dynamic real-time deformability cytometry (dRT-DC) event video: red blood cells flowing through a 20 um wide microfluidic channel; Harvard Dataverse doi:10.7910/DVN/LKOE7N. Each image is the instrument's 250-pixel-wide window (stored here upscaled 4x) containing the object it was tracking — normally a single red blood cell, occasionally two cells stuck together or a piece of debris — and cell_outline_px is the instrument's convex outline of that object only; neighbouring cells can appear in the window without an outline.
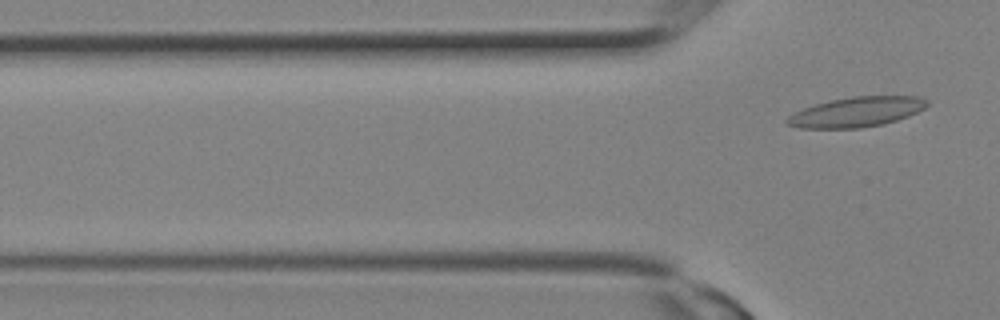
{"species": "Egyptian fruit bat (a non-hibernating species)", "species_latin": "Rousettus aegyptiacus", "temperature_condition": "room temperature", "stored_images_in_passage": 3, "camera_frame_rate_fps": 3000, "um_per_image_px": 0.085, "animal": {"sex": "female"}, "frame": {"image": 1, "passage_image": 3, "time_ms": 0.667, "image_size_px": [1000, 320], "cell_outline_px": [[928, 104], [924, 108], [908, 116], [884, 124], [860, 128], [800, 128], [784, 124], [784, 120], [792, 112], [816, 104], [832, 100], [852, 96], [920, 96], [928, 100]], "centroid_in_image_um": [72.77, 9.52], "position_along_channel_um": 53.0, "area_um2": 24.51}}